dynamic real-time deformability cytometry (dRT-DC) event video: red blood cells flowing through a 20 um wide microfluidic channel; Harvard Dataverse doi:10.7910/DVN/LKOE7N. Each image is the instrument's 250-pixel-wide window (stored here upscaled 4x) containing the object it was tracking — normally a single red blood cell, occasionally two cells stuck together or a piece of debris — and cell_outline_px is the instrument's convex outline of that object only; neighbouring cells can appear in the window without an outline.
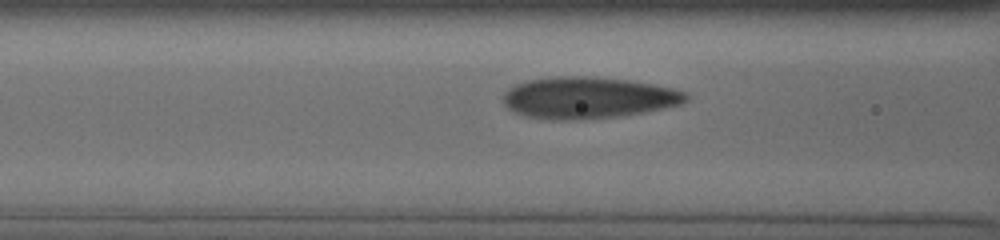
{"species": "human", "species_latin": "Homo sapiens", "temperature_condition": "cold", "stored_images_in_passage": 24, "camera_frame_rate_fps": 3000, "um_per_image_px": 0.085, "donor": {"sex": "male"}, "frame": {"image": 1, "passage_image": 12, "time_ms": 1.667, "image_size_px": [1000, 240], "cell_outline_px": [[688, 100], [680, 104], [664, 108], [616, 116], [560, 120], [552, 120], [528, 116], [516, 112], [508, 108], [504, 104], [504, 92], [508, 88], [516, 84], [528, 80], [556, 76], [592, 76], [628, 80], [652, 84], [672, 88], [688, 92]], "centroid_in_image_um": [49.99, 8.29], "position_along_channel_um": 116.6, "area_um2": 43.87}}
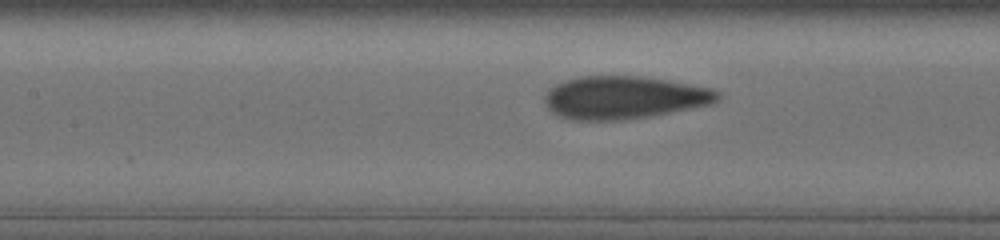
{"frame": {"image": 2, "passage_image": 17, "time_ms": 2.667, "image_size_px": [1000, 240], "cell_outline_px": [[720, 100], [712, 104], [652, 116], [620, 120], [572, 120], [560, 116], [552, 112], [544, 104], [544, 96], [548, 88], [564, 80], [580, 76], [640, 76], [668, 80], [712, 88], [720, 92]], "centroid_in_image_um": [53.04, 8.29], "position_along_channel_um": 154.4, "area_um2": 43.52}}